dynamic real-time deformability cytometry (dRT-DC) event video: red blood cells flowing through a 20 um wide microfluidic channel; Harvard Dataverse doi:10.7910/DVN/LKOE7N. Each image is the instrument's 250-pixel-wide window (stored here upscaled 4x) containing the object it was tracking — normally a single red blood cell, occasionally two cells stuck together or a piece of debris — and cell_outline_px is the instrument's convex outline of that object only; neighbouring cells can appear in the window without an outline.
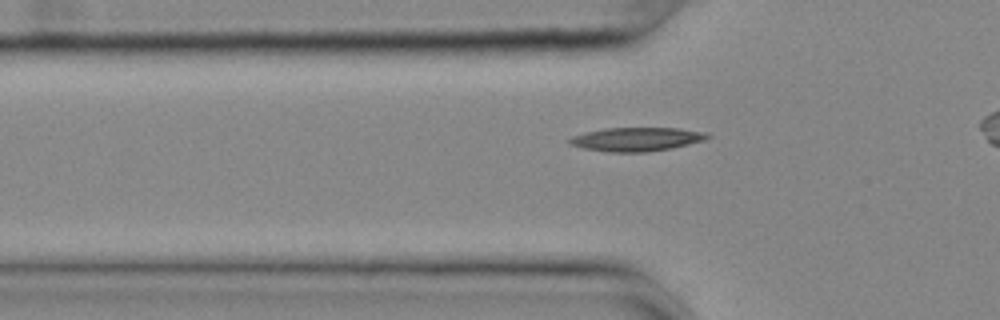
{"species": "common noctule bat (a hibernating species)", "species_latin": "Nyctalus noctula", "temperature_condition": "cold", "stored_images_in_passage": 40, "camera_frame_rate_fps": 3000, "um_per_image_px": 0.085, "animal": {"sex": "female", "body_mass_g": 25.1}, "frame": {"image": 1, "passage_image": 11, "time_ms": 3.333, "image_size_px": [1000, 320], "cell_outline_px": [[712, 136], [708, 140], [672, 148], [648, 152], [608, 152], [584, 148], [568, 144], [568, 140], [572, 136], [584, 132], [604, 128], [680, 128], [708, 132]], "centroid_in_image_um": [54.16, 11.83], "position_along_channel_um": 71.6, "area_um2": 19.42}}
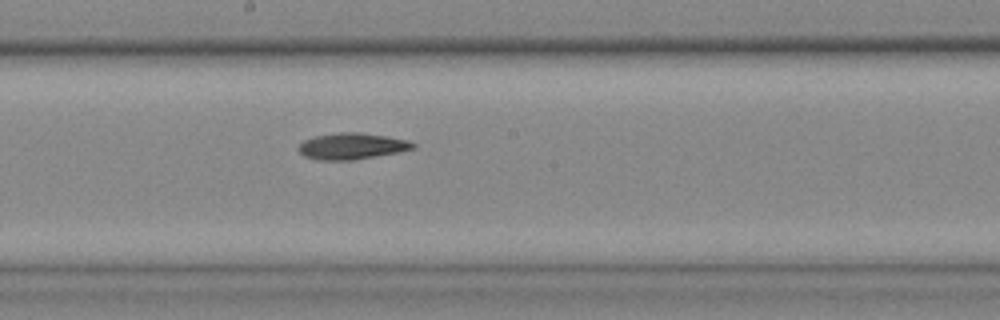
{"frame": {"image": 2, "passage_image": 23, "time_ms": 7.333, "image_size_px": [1000, 320], "cell_outline_px": [[416, 148], [396, 152], [352, 160], [316, 160], [304, 156], [296, 148], [304, 140], [316, 136], [340, 132], [356, 132], [388, 136], [408, 140], [416, 144]], "centroid_in_image_um": [29.89, 12.42], "position_along_channel_um": 218.3, "area_um2": 17.46}}
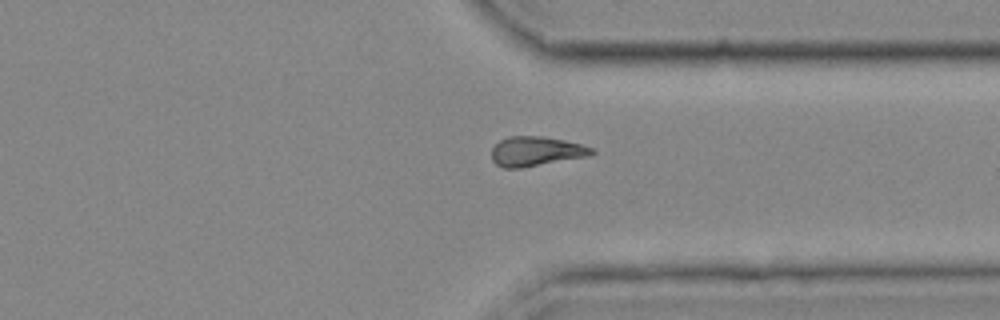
{"frame": {"image": 3, "passage_image": 35, "time_ms": 11.333, "image_size_px": [1000, 320], "cell_outline_px": [[596, 152], [588, 156], [520, 168], [504, 168], [496, 164], [492, 160], [492, 148], [500, 140], [508, 136], [544, 136], [564, 140], [580, 144], [592, 148]], "centroid_in_image_um": [45.54, 12.85], "position_along_channel_um": 365.9, "area_um2": 17.17}}